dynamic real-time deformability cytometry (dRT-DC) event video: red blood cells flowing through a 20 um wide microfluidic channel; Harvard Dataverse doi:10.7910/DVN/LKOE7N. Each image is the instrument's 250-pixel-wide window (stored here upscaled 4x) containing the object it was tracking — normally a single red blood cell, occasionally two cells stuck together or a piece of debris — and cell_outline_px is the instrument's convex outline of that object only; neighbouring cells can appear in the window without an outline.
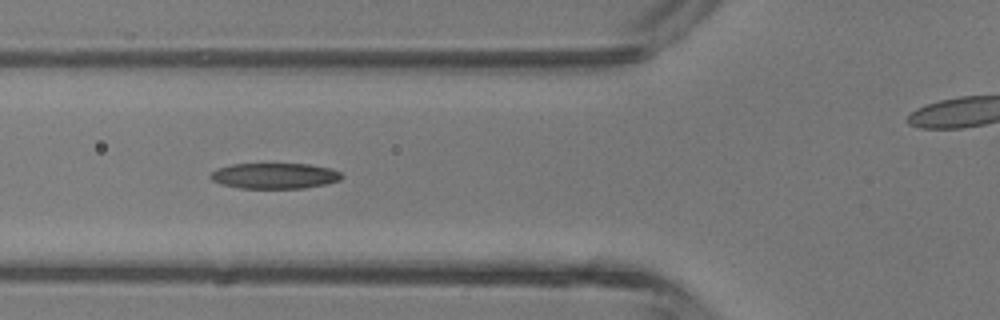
{"species": "common noctule bat (a hibernating species)", "species_latin": "Nyctalus noctula", "temperature_condition": "room temperature", "stored_images_in_passage": 31, "camera_frame_rate_fps": 3000, "um_per_image_px": 0.085, "animal": {"sex": "male", "body_mass_g": 13.3}, "frame": {"image": 1, "passage_image": 5, "time_ms": 1.333, "image_size_px": [1000, 320], "cell_outline_px": [[344, 176], [340, 180], [328, 184], [304, 188], [240, 188], [220, 184], [212, 180], [208, 176], [216, 168], [232, 164], [308, 164], [328, 168], [340, 172]], "centroid_in_image_um": [23.33, 14.95], "position_along_channel_um": 102.5, "area_um2": 19.71}}
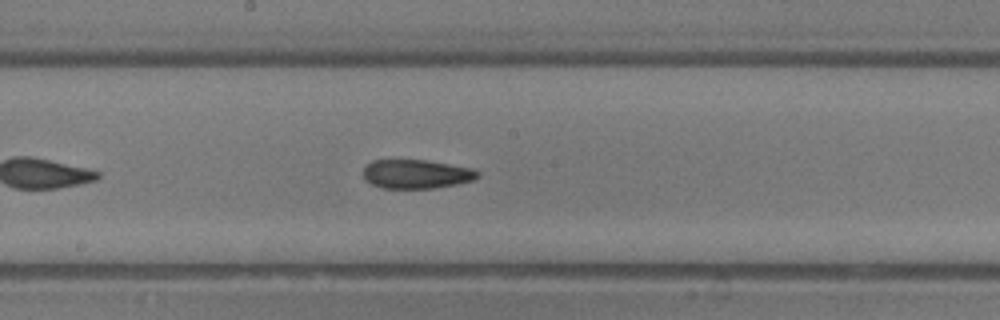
{"frame": {"image": 2, "passage_image": 12, "time_ms": 3.667, "image_size_px": [1000, 320], "cell_outline_px": [[480, 176], [472, 180], [456, 184], [432, 188], [380, 188], [364, 180], [364, 164], [372, 160], [428, 160], [472, 168], [480, 172]], "centroid_in_image_um": [35.36, 14.78], "position_along_channel_um": 212.8, "area_um2": 19.42}}
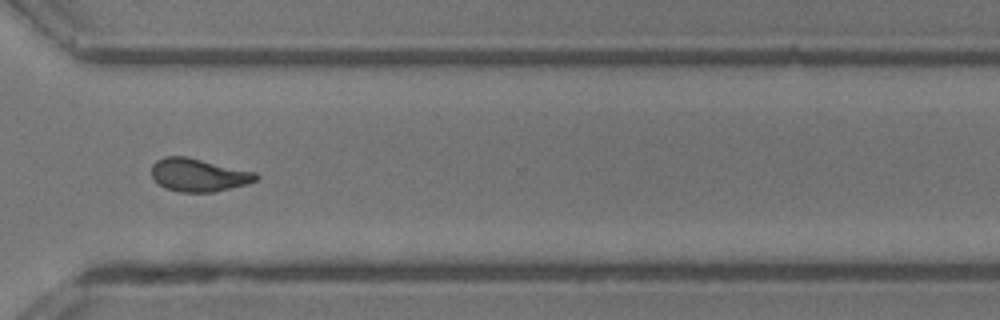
{"frame": {"image": 3, "passage_image": 21, "time_ms": 6.667, "image_size_px": [1000, 320], "cell_outline_px": [[260, 176], [256, 180], [248, 184], [212, 192], [180, 192], [164, 188], [152, 176], [152, 164], [156, 160], [164, 156], [188, 156], [256, 172]], "centroid_in_image_um": [16.89, 14.86], "position_along_channel_um": 353.7, "area_um2": 20.23}, "authors_computed_cell_mechanics": {"area_um2": 19.8254, "velocity_mm_per_s": 4.7021, "shape_relaxation_time_tau1_ms": 7.3532, "shape_relaxation_time_tau2_ms": 2.3365, "deformation_change_tau1": 0.2413, "deformation_change_tau2": 0.109}}